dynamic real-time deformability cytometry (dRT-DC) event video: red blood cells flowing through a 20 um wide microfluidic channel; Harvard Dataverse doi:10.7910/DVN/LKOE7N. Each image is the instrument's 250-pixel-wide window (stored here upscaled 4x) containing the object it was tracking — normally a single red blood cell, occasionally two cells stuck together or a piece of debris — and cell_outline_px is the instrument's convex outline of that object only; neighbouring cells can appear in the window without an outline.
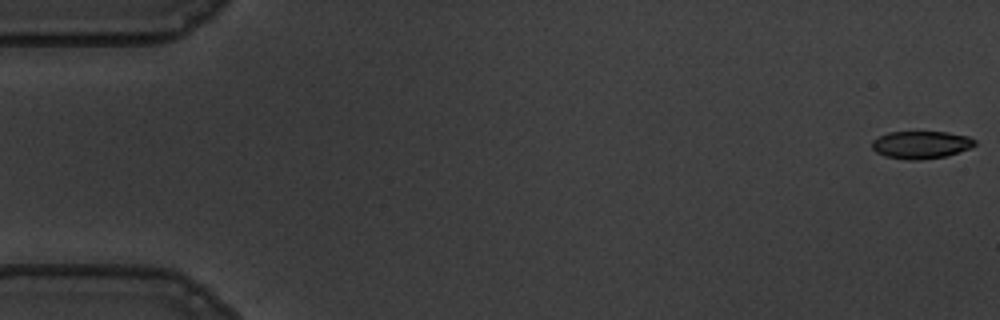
{"species": "common noctule bat (a hibernating species)", "species_latin": "Nyctalus noctula", "temperature_condition": "warm", "stored_images_in_passage": 57, "camera_frame_rate_fps": 3000, "um_per_image_px": 0.085, "animal": {"sex": "male", "body_mass_g": 19.5, "forearm_length_mm": 54.6}, "frame": {"image": 1, "passage_image": 1, "time_ms": 0.0, "image_size_px": [1000, 320], "cell_outline_px": [[976, 144], [968, 148], [944, 156], [920, 160], [908, 160], [884, 156], [876, 152], [872, 148], [872, 140], [888, 132], [948, 132], [968, 136], [976, 140]], "centroid_in_image_um": [78.25, 12.3], "position_along_channel_um": 6.7, "area_um2": 16.42}}
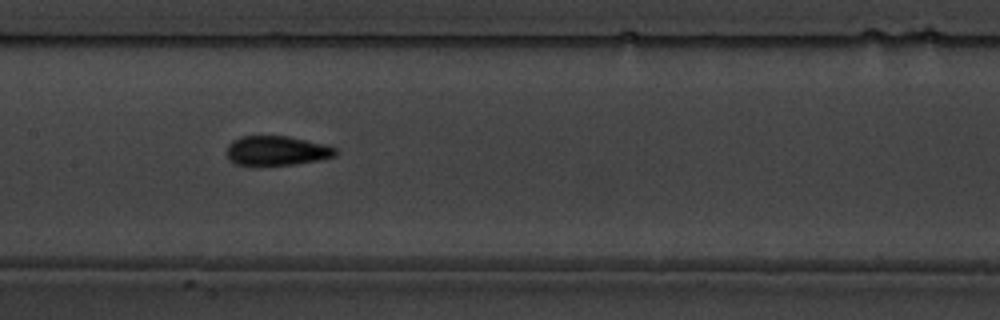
{"frame": {"image": 2, "passage_image": 28, "time_ms": 9.0, "image_size_px": [1000, 320], "cell_outline_px": [[336, 156], [316, 160], [292, 164], [236, 164], [228, 160], [228, 144], [232, 140], [240, 136], [288, 136], [324, 144], [336, 148]], "centroid_in_image_um": [23.5, 12.79], "position_along_channel_um": 183.9, "area_um2": 18.32}}
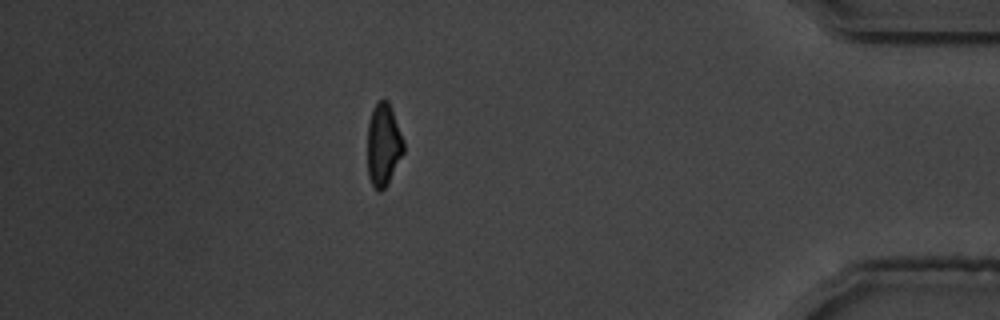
{"frame": {"image": 3, "passage_image": 50, "time_ms": 16.333, "image_size_px": [1000, 320], "cell_outline_px": [[404, 152], [388, 184], [380, 192], [376, 192], [368, 176], [368, 120], [372, 108], [380, 100], [388, 100], [392, 108], [404, 140]], "centroid_in_image_um": [32.6, 12.31], "position_along_channel_um": 402.6, "area_um2": 17.63}, "authors_computed_cell_mechanics": {"area_um2": 18.207, "velocity_mm_per_s": 3.5709, "shape_relaxation_time_tau1_ms": 3.3803, "shape_relaxation_time_tau2_ms": 1.3345, "deformation_change_tau1": 0.145, "deformation_change_tau2": 0.0627}}